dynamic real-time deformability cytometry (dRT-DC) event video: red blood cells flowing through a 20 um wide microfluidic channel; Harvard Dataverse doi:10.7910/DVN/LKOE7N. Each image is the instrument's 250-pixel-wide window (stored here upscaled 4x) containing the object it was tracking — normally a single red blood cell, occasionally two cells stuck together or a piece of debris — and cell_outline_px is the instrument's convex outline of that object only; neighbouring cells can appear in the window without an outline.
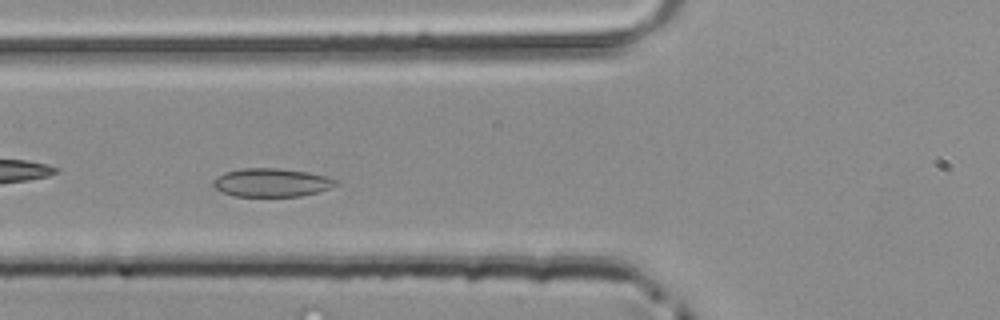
{"species": "common noctule bat (a hibernating species)", "species_latin": "Nyctalus noctula", "temperature_condition": "room temperature", "stored_images_in_passage": 40, "camera_frame_rate_fps": 3000, "um_per_image_px": 0.085, "animal": {"sex": "male", "body_mass_g": 20.4}, "frame": {"image": 1, "passage_image": 10, "time_ms": 3.0, "image_size_px": [1000, 320], "cell_outline_px": [[336, 184], [328, 188], [316, 192], [300, 196], [232, 196], [216, 188], [212, 184], [212, 180], [216, 176], [224, 172], [240, 168], [276, 168], [308, 172], [324, 176], [336, 180]], "centroid_in_image_um": [23.0, 15.51], "position_along_channel_um": 102.8, "area_um2": 20.11}}
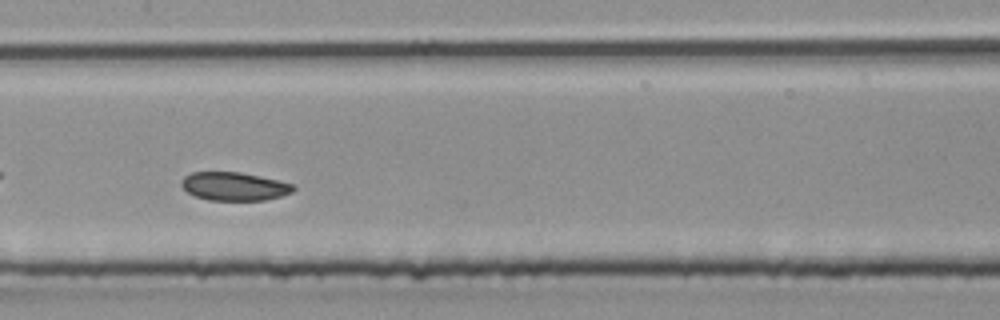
{"frame": {"image": 2, "passage_image": 16, "time_ms": 5.0, "image_size_px": [1000, 320], "cell_outline_px": [[296, 188], [292, 192], [280, 196], [264, 200], [208, 200], [196, 196], [188, 192], [180, 184], [180, 180], [184, 176], [192, 172], [240, 172], [260, 176], [296, 184]], "centroid_in_image_um": [19.92, 15.83], "position_along_channel_um": 187.5, "area_um2": 18.55}}
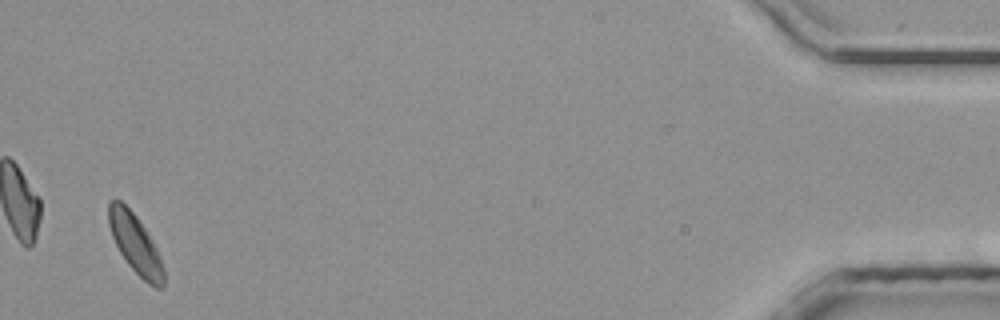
{"frame": {"image": 3, "passage_image": 39, "time_ms": 12.667, "image_size_px": [1000, 320], "cell_outline_px": [[164, 288], [156, 288], [148, 284], [128, 264], [120, 252], [112, 236], [108, 224], [108, 204], [112, 200], [120, 200], [136, 216], [152, 240], [160, 256], [164, 268]], "centroid_in_image_um": [11.51, 20.75], "position_along_channel_um": 423.7, "area_um2": 18.73}}